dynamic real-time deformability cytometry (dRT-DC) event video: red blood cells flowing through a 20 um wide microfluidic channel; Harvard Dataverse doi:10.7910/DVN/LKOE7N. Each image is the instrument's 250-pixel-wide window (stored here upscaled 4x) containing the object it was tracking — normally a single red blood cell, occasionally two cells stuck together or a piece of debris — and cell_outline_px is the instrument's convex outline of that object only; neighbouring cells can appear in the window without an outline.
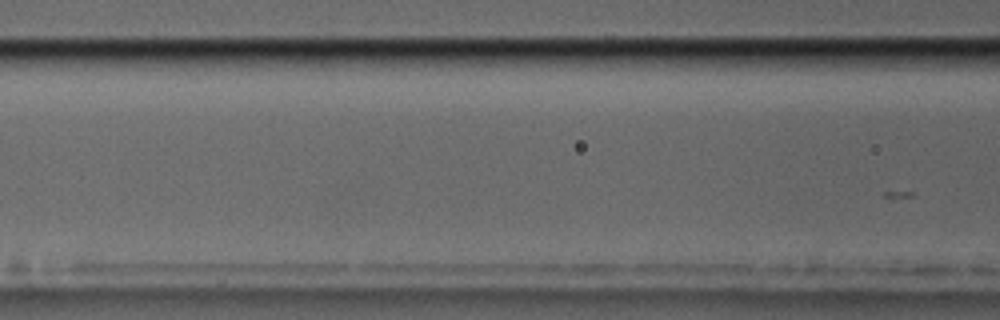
{"species": "common noctule bat (a hibernating species)", "species_latin": "Nyctalus noctula", "temperature_condition": "cold", "stored_images_in_passage": 11, "camera_frame_rate_fps": 3000, "um_per_image_px": 0.085, "animal": {"sex": "male", "body_mass_g": 17.5, "forearm_length_mm": 52.3}, "frame": {"image": 1, "passage_image": 11, "time_ms": 3.333, "image_size_px": [1000, 320], "cell_outline_px": [[752, 52], [740, 72], [672, 72], [664, 68], [676, 52]], "centroid_in_image_um": [60.16, 5.26], "position_along_channel_um": 106.4, "area_um2": 11.04}}